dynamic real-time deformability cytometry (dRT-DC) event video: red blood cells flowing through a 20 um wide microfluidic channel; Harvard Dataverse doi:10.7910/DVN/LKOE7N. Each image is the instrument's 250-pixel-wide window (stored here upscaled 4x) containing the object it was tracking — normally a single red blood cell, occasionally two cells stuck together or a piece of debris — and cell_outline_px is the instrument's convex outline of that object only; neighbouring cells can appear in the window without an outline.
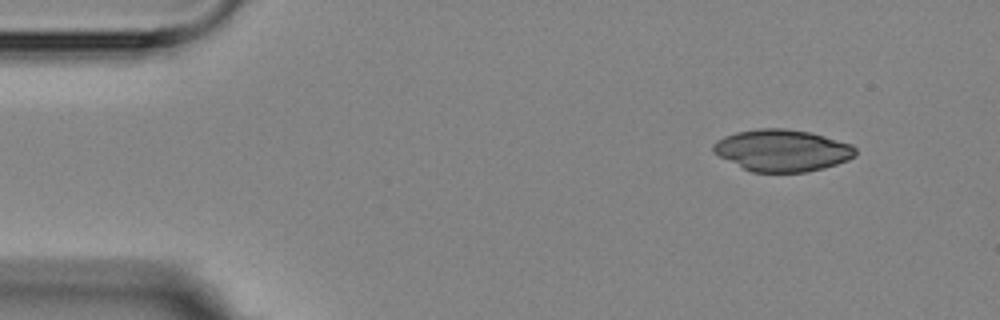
{"species": "Egyptian fruit bat (a non-hibernating species)", "species_latin": "Rousettus aegyptiacus", "temperature_condition": "room temperature", "stored_images_in_passage": 4, "camera_frame_rate_fps": 3000, "um_per_image_px": 0.085, "animal": {"sex": "female"}, "frame": {"image": 1, "passage_image": 1, "time_ms": 0.0, "image_size_px": [1000, 320], "cell_outline_px": [[856, 156], [848, 160], [824, 168], [808, 172], [752, 172], [712, 152], [712, 144], [716, 140], [724, 136], [736, 132], [760, 128], [784, 128], [808, 132], [824, 136], [852, 144], [856, 148]], "centroid_in_image_um": [66.49, 12.78], "position_along_channel_um": 18.5, "area_um2": 34.62}}